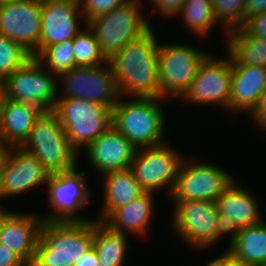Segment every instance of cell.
Here are the masks:
<instances>
[{
    "instance_id": "cell-1",
    "label": "cell",
    "mask_w": 266,
    "mask_h": 266,
    "mask_svg": "<svg viewBox=\"0 0 266 266\" xmlns=\"http://www.w3.org/2000/svg\"><path fill=\"white\" fill-rule=\"evenodd\" d=\"M108 61L121 97L160 98L158 41L152 28Z\"/></svg>"
},
{
    "instance_id": "cell-2",
    "label": "cell",
    "mask_w": 266,
    "mask_h": 266,
    "mask_svg": "<svg viewBox=\"0 0 266 266\" xmlns=\"http://www.w3.org/2000/svg\"><path fill=\"white\" fill-rule=\"evenodd\" d=\"M94 220H44L35 258L46 266H73L93 247Z\"/></svg>"
},
{
    "instance_id": "cell-3",
    "label": "cell",
    "mask_w": 266,
    "mask_h": 266,
    "mask_svg": "<svg viewBox=\"0 0 266 266\" xmlns=\"http://www.w3.org/2000/svg\"><path fill=\"white\" fill-rule=\"evenodd\" d=\"M162 99L133 97L128 102L119 99L112 109V125L137 149L165 143V118L158 103Z\"/></svg>"
},
{
    "instance_id": "cell-4",
    "label": "cell",
    "mask_w": 266,
    "mask_h": 266,
    "mask_svg": "<svg viewBox=\"0 0 266 266\" xmlns=\"http://www.w3.org/2000/svg\"><path fill=\"white\" fill-rule=\"evenodd\" d=\"M20 147L36 156L49 174L70 172L78 168V152L70 144L53 110L42 112Z\"/></svg>"
},
{
    "instance_id": "cell-5",
    "label": "cell",
    "mask_w": 266,
    "mask_h": 266,
    "mask_svg": "<svg viewBox=\"0 0 266 266\" xmlns=\"http://www.w3.org/2000/svg\"><path fill=\"white\" fill-rule=\"evenodd\" d=\"M59 117L66 136L78 152L87 148L112 126V109L83 99H57L53 110Z\"/></svg>"
},
{
    "instance_id": "cell-6",
    "label": "cell",
    "mask_w": 266,
    "mask_h": 266,
    "mask_svg": "<svg viewBox=\"0 0 266 266\" xmlns=\"http://www.w3.org/2000/svg\"><path fill=\"white\" fill-rule=\"evenodd\" d=\"M138 4V0H129L87 23L107 60L151 28L149 19L141 15Z\"/></svg>"
},
{
    "instance_id": "cell-7",
    "label": "cell",
    "mask_w": 266,
    "mask_h": 266,
    "mask_svg": "<svg viewBox=\"0 0 266 266\" xmlns=\"http://www.w3.org/2000/svg\"><path fill=\"white\" fill-rule=\"evenodd\" d=\"M44 68L31 57L0 84V93L11 100L35 104L44 111L54 110L61 85L57 76Z\"/></svg>"
},
{
    "instance_id": "cell-8",
    "label": "cell",
    "mask_w": 266,
    "mask_h": 266,
    "mask_svg": "<svg viewBox=\"0 0 266 266\" xmlns=\"http://www.w3.org/2000/svg\"><path fill=\"white\" fill-rule=\"evenodd\" d=\"M57 77L63 84L58 99L79 98L113 109L122 98L109 61L99 66H75Z\"/></svg>"
},
{
    "instance_id": "cell-9",
    "label": "cell",
    "mask_w": 266,
    "mask_h": 266,
    "mask_svg": "<svg viewBox=\"0 0 266 266\" xmlns=\"http://www.w3.org/2000/svg\"><path fill=\"white\" fill-rule=\"evenodd\" d=\"M206 55L202 50L183 43H158L160 98H182Z\"/></svg>"
},
{
    "instance_id": "cell-10",
    "label": "cell",
    "mask_w": 266,
    "mask_h": 266,
    "mask_svg": "<svg viewBox=\"0 0 266 266\" xmlns=\"http://www.w3.org/2000/svg\"><path fill=\"white\" fill-rule=\"evenodd\" d=\"M183 158L171 193L174 204L181 201L206 200L216 202L222 192L235 180L222 168L206 162Z\"/></svg>"
},
{
    "instance_id": "cell-11",
    "label": "cell",
    "mask_w": 266,
    "mask_h": 266,
    "mask_svg": "<svg viewBox=\"0 0 266 266\" xmlns=\"http://www.w3.org/2000/svg\"><path fill=\"white\" fill-rule=\"evenodd\" d=\"M183 158L165 142L137 149L130 169L145 192L153 193L167 186L171 195Z\"/></svg>"
},
{
    "instance_id": "cell-12",
    "label": "cell",
    "mask_w": 266,
    "mask_h": 266,
    "mask_svg": "<svg viewBox=\"0 0 266 266\" xmlns=\"http://www.w3.org/2000/svg\"><path fill=\"white\" fill-rule=\"evenodd\" d=\"M86 172L78 169L65 173L50 174L47 186L48 202L53 209L51 214L42 217L48 221H89L78 213L90 201L91 193L87 187ZM91 195V196H90Z\"/></svg>"
},
{
    "instance_id": "cell-13",
    "label": "cell",
    "mask_w": 266,
    "mask_h": 266,
    "mask_svg": "<svg viewBox=\"0 0 266 266\" xmlns=\"http://www.w3.org/2000/svg\"><path fill=\"white\" fill-rule=\"evenodd\" d=\"M173 212L174 230L181 239L201 249L216 244L218 232V208L216 202L206 200L181 201Z\"/></svg>"
},
{
    "instance_id": "cell-14",
    "label": "cell",
    "mask_w": 266,
    "mask_h": 266,
    "mask_svg": "<svg viewBox=\"0 0 266 266\" xmlns=\"http://www.w3.org/2000/svg\"><path fill=\"white\" fill-rule=\"evenodd\" d=\"M216 59L207 54L200 62L190 88L181 99L201 104L213 103L229 110V98L232 77L231 55ZM224 106V107H223Z\"/></svg>"
},
{
    "instance_id": "cell-15",
    "label": "cell",
    "mask_w": 266,
    "mask_h": 266,
    "mask_svg": "<svg viewBox=\"0 0 266 266\" xmlns=\"http://www.w3.org/2000/svg\"><path fill=\"white\" fill-rule=\"evenodd\" d=\"M42 0L0 4V33L19 43L32 57L39 54Z\"/></svg>"
},
{
    "instance_id": "cell-16",
    "label": "cell",
    "mask_w": 266,
    "mask_h": 266,
    "mask_svg": "<svg viewBox=\"0 0 266 266\" xmlns=\"http://www.w3.org/2000/svg\"><path fill=\"white\" fill-rule=\"evenodd\" d=\"M49 176V172L36 156L21 147H10L0 167L1 199L46 185Z\"/></svg>"
},
{
    "instance_id": "cell-17",
    "label": "cell",
    "mask_w": 266,
    "mask_h": 266,
    "mask_svg": "<svg viewBox=\"0 0 266 266\" xmlns=\"http://www.w3.org/2000/svg\"><path fill=\"white\" fill-rule=\"evenodd\" d=\"M79 13V0H43L39 53L52 44L73 40L81 31Z\"/></svg>"
},
{
    "instance_id": "cell-18",
    "label": "cell",
    "mask_w": 266,
    "mask_h": 266,
    "mask_svg": "<svg viewBox=\"0 0 266 266\" xmlns=\"http://www.w3.org/2000/svg\"><path fill=\"white\" fill-rule=\"evenodd\" d=\"M86 151L92 167L104 174L129 169L137 148L112 125Z\"/></svg>"
},
{
    "instance_id": "cell-19",
    "label": "cell",
    "mask_w": 266,
    "mask_h": 266,
    "mask_svg": "<svg viewBox=\"0 0 266 266\" xmlns=\"http://www.w3.org/2000/svg\"><path fill=\"white\" fill-rule=\"evenodd\" d=\"M42 217L32 213L5 211L0 216V242L24 261L35 256Z\"/></svg>"
},
{
    "instance_id": "cell-20",
    "label": "cell",
    "mask_w": 266,
    "mask_h": 266,
    "mask_svg": "<svg viewBox=\"0 0 266 266\" xmlns=\"http://www.w3.org/2000/svg\"><path fill=\"white\" fill-rule=\"evenodd\" d=\"M43 111L35 104L11 100L0 93V138L9 147H20Z\"/></svg>"
},
{
    "instance_id": "cell-21",
    "label": "cell",
    "mask_w": 266,
    "mask_h": 266,
    "mask_svg": "<svg viewBox=\"0 0 266 266\" xmlns=\"http://www.w3.org/2000/svg\"><path fill=\"white\" fill-rule=\"evenodd\" d=\"M266 86V67L232 64L229 110L247 111L249 114L256 106Z\"/></svg>"
},
{
    "instance_id": "cell-22",
    "label": "cell",
    "mask_w": 266,
    "mask_h": 266,
    "mask_svg": "<svg viewBox=\"0 0 266 266\" xmlns=\"http://www.w3.org/2000/svg\"><path fill=\"white\" fill-rule=\"evenodd\" d=\"M153 195L152 192H144L127 205L115 209L102 223L118 233L125 234L127 231L137 236L146 235L154 214Z\"/></svg>"
},
{
    "instance_id": "cell-23",
    "label": "cell",
    "mask_w": 266,
    "mask_h": 266,
    "mask_svg": "<svg viewBox=\"0 0 266 266\" xmlns=\"http://www.w3.org/2000/svg\"><path fill=\"white\" fill-rule=\"evenodd\" d=\"M234 180L217 198L218 212L231 217L239 229L261 222L259 205L247 189Z\"/></svg>"
},
{
    "instance_id": "cell-24",
    "label": "cell",
    "mask_w": 266,
    "mask_h": 266,
    "mask_svg": "<svg viewBox=\"0 0 266 266\" xmlns=\"http://www.w3.org/2000/svg\"><path fill=\"white\" fill-rule=\"evenodd\" d=\"M104 183V203L102 214L97 218L103 222L115 209L127 205L145 191L135 179L132 170L110 171L103 174Z\"/></svg>"
},
{
    "instance_id": "cell-25",
    "label": "cell",
    "mask_w": 266,
    "mask_h": 266,
    "mask_svg": "<svg viewBox=\"0 0 266 266\" xmlns=\"http://www.w3.org/2000/svg\"><path fill=\"white\" fill-rule=\"evenodd\" d=\"M232 64L266 67V39L252 36L244 27L225 33Z\"/></svg>"
},
{
    "instance_id": "cell-26",
    "label": "cell",
    "mask_w": 266,
    "mask_h": 266,
    "mask_svg": "<svg viewBox=\"0 0 266 266\" xmlns=\"http://www.w3.org/2000/svg\"><path fill=\"white\" fill-rule=\"evenodd\" d=\"M229 249L248 266L266 263V222L241 228Z\"/></svg>"
},
{
    "instance_id": "cell-27",
    "label": "cell",
    "mask_w": 266,
    "mask_h": 266,
    "mask_svg": "<svg viewBox=\"0 0 266 266\" xmlns=\"http://www.w3.org/2000/svg\"><path fill=\"white\" fill-rule=\"evenodd\" d=\"M126 234L110 230L104 223L94 220V239L98 260L101 266H122L126 257Z\"/></svg>"
},
{
    "instance_id": "cell-28",
    "label": "cell",
    "mask_w": 266,
    "mask_h": 266,
    "mask_svg": "<svg viewBox=\"0 0 266 266\" xmlns=\"http://www.w3.org/2000/svg\"><path fill=\"white\" fill-rule=\"evenodd\" d=\"M178 16L196 36H207L218 24L212 13L211 0H186Z\"/></svg>"
},
{
    "instance_id": "cell-29",
    "label": "cell",
    "mask_w": 266,
    "mask_h": 266,
    "mask_svg": "<svg viewBox=\"0 0 266 266\" xmlns=\"http://www.w3.org/2000/svg\"><path fill=\"white\" fill-rule=\"evenodd\" d=\"M35 58L56 76L67 72L76 66L73 40L52 44L44 48Z\"/></svg>"
},
{
    "instance_id": "cell-30",
    "label": "cell",
    "mask_w": 266,
    "mask_h": 266,
    "mask_svg": "<svg viewBox=\"0 0 266 266\" xmlns=\"http://www.w3.org/2000/svg\"><path fill=\"white\" fill-rule=\"evenodd\" d=\"M73 49L76 66H99L108 61L100 50L96 36L88 24H85V29L81 30L73 39Z\"/></svg>"
},
{
    "instance_id": "cell-31",
    "label": "cell",
    "mask_w": 266,
    "mask_h": 266,
    "mask_svg": "<svg viewBox=\"0 0 266 266\" xmlns=\"http://www.w3.org/2000/svg\"><path fill=\"white\" fill-rule=\"evenodd\" d=\"M31 57L19 43L0 33V84Z\"/></svg>"
},
{
    "instance_id": "cell-32",
    "label": "cell",
    "mask_w": 266,
    "mask_h": 266,
    "mask_svg": "<svg viewBox=\"0 0 266 266\" xmlns=\"http://www.w3.org/2000/svg\"><path fill=\"white\" fill-rule=\"evenodd\" d=\"M246 0H211L212 13L217 22H222L224 32H230L245 25Z\"/></svg>"
},
{
    "instance_id": "cell-33",
    "label": "cell",
    "mask_w": 266,
    "mask_h": 266,
    "mask_svg": "<svg viewBox=\"0 0 266 266\" xmlns=\"http://www.w3.org/2000/svg\"><path fill=\"white\" fill-rule=\"evenodd\" d=\"M80 9L83 15L84 23L101 15L110 13L117 7L125 4L129 0H79Z\"/></svg>"
},
{
    "instance_id": "cell-34",
    "label": "cell",
    "mask_w": 266,
    "mask_h": 266,
    "mask_svg": "<svg viewBox=\"0 0 266 266\" xmlns=\"http://www.w3.org/2000/svg\"><path fill=\"white\" fill-rule=\"evenodd\" d=\"M218 232H217V242L224 236L225 233H230L231 236L229 238L228 247L236 240L239 232V228L235 224V222L226 214L218 212Z\"/></svg>"
},
{
    "instance_id": "cell-35",
    "label": "cell",
    "mask_w": 266,
    "mask_h": 266,
    "mask_svg": "<svg viewBox=\"0 0 266 266\" xmlns=\"http://www.w3.org/2000/svg\"><path fill=\"white\" fill-rule=\"evenodd\" d=\"M150 2L153 3V8L156 7V12L171 18L179 14L186 0H151Z\"/></svg>"
},
{
    "instance_id": "cell-36",
    "label": "cell",
    "mask_w": 266,
    "mask_h": 266,
    "mask_svg": "<svg viewBox=\"0 0 266 266\" xmlns=\"http://www.w3.org/2000/svg\"><path fill=\"white\" fill-rule=\"evenodd\" d=\"M253 121L261 130L266 131V86L258 99L256 106L250 112Z\"/></svg>"
},
{
    "instance_id": "cell-37",
    "label": "cell",
    "mask_w": 266,
    "mask_h": 266,
    "mask_svg": "<svg viewBox=\"0 0 266 266\" xmlns=\"http://www.w3.org/2000/svg\"><path fill=\"white\" fill-rule=\"evenodd\" d=\"M243 27L252 36L266 39V12L249 19Z\"/></svg>"
},
{
    "instance_id": "cell-38",
    "label": "cell",
    "mask_w": 266,
    "mask_h": 266,
    "mask_svg": "<svg viewBox=\"0 0 266 266\" xmlns=\"http://www.w3.org/2000/svg\"><path fill=\"white\" fill-rule=\"evenodd\" d=\"M24 260L0 242V266H23Z\"/></svg>"
},
{
    "instance_id": "cell-39",
    "label": "cell",
    "mask_w": 266,
    "mask_h": 266,
    "mask_svg": "<svg viewBox=\"0 0 266 266\" xmlns=\"http://www.w3.org/2000/svg\"><path fill=\"white\" fill-rule=\"evenodd\" d=\"M266 12V0H246L245 1V24L254 16Z\"/></svg>"
},
{
    "instance_id": "cell-40",
    "label": "cell",
    "mask_w": 266,
    "mask_h": 266,
    "mask_svg": "<svg viewBox=\"0 0 266 266\" xmlns=\"http://www.w3.org/2000/svg\"><path fill=\"white\" fill-rule=\"evenodd\" d=\"M73 266H101L95 248L92 247Z\"/></svg>"
},
{
    "instance_id": "cell-41",
    "label": "cell",
    "mask_w": 266,
    "mask_h": 266,
    "mask_svg": "<svg viewBox=\"0 0 266 266\" xmlns=\"http://www.w3.org/2000/svg\"><path fill=\"white\" fill-rule=\"evenodd\" d=\"M224 266H248L240 258L236 257L229 249L224 253Z\"/></svg>"
},
{
    "instance_id": "cell-42",
    "label": "cell",
    "mask_w": 266,
    "mask_h": 266,
    "mask_svg": "<svg viewBox=\"0 0 266 266\" xmlns=\"http://www.w3.org/2000/svg\"><path fill=\"white\" fill-rule=\"evenodd\" d=\"M9 149L10 147L0 138V167L3 165Z\"/></svg>"
},
{
    "instance_id": "cell-43",
    "label": "cell",
    "mask_w": 266,
    "mask_h": 266,
    "mask_svg": "<svg viewBox=\"0 0 266 266\" xmlns=\"http://www.w3.org/2000/svg\"><path fill=\"white\" fill-rule=\"evenodd\" d=\"M206 266H224V252L219 257L209 261Z\"/></svg>"
},
{
    "instance_id": "cell-44",
    "label": "cell",
    "mask_w": 266,
    "mask_h": 266,
    "mask_svg": "<svg viewBox=\"0 0 266 266\" xmlns=\"http://www.w3.org/2000/svg\"><path fill=\"white\" fill-rule=\"evenodd\" d=\"M23 266H46V265L39 262L35 257H32L28 261H24Z\"/></svg>"
},
{
    "instance_id": "cell-45",
    "label": "cell",
    "mask_w": 266,
    "mask_h": 266,
    "mask_svg": "<svg viewBox=\"0 0 266 266\" xmlns=\"http://www.w3.org/2000/svg\"><path fill=\"white\" fill-rule=\"evenodd\" d=\"M9 1H12V0H0V4L5 3V2H9Z\"/></svg>"
},
{
    "instance_id": "cell-46",
    "label": "cell",
    "mask_w": 266,
    "mask_h": 266,
    "mask_svg": "<svg viewBox=\"0 0 266 266\" xmlns=\"http://www.w3.org/2000/svg\"><path fill=\"white\" fill-rule=\"evenodd\" d=\"M4 209H5V208H1V207H0V216H1L2 213L5 211Z\"/></svg>"
},
{
    "instance_id": "cell-47",
    "label": "cell",
    "mask_w": 266,
    "mask_h": 266,
    "mask_svg": "<svg viewBox=\"0 0 266 266\" xmlns=\"http://www.w3.org/2000/svg\"><path fill=\"white\" fill-rule=\"evenodd\" d=\"M0 199H1V180H0Z\"/></svg>"
}]
</instances>
